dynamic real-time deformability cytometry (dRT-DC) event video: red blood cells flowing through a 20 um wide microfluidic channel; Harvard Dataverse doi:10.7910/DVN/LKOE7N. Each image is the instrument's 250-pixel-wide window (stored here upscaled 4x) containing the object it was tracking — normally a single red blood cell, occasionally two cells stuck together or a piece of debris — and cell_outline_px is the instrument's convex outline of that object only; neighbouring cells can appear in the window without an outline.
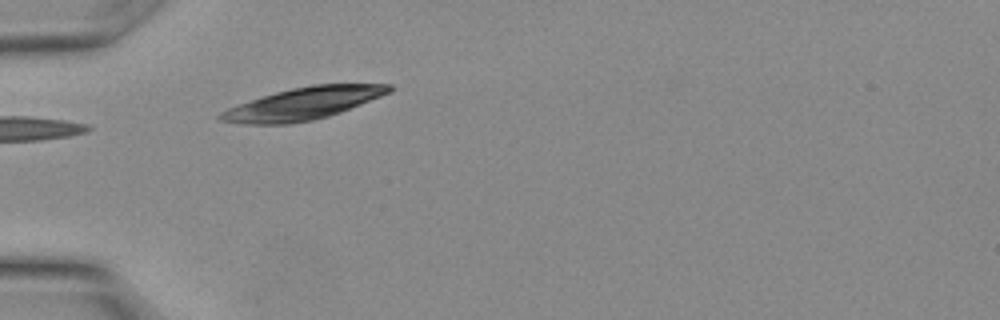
{"species": "Egyptian fruit bat (a non-hibernating species)", "species_latin": "Rousettus aegyptiacus", "temperature_condition": "warm", "stored_images_in_passage": 3, "camera_frame_rate_fps": 3000, "um_per_image_px": 0.085, "animal": {"sex": "female"}, "frame": {"image": 1, "passage_image": 1, "time_ms": 0.0, "image_size_px": [1000, 320], "cell_outline_px": [[396, 88], [392, 92], [340, 112], [328, 116], [312, 120], [288, 124], [244, 124], [220, 120], [216, 116], [220, 112], [228, 108], [276, 92], [292, 88], [312, 84], [392, 84]], "centroid_in_image_um": [25.81, 8.8], "position_along_channel_um": 59.2, "area_um2": 31.39}}
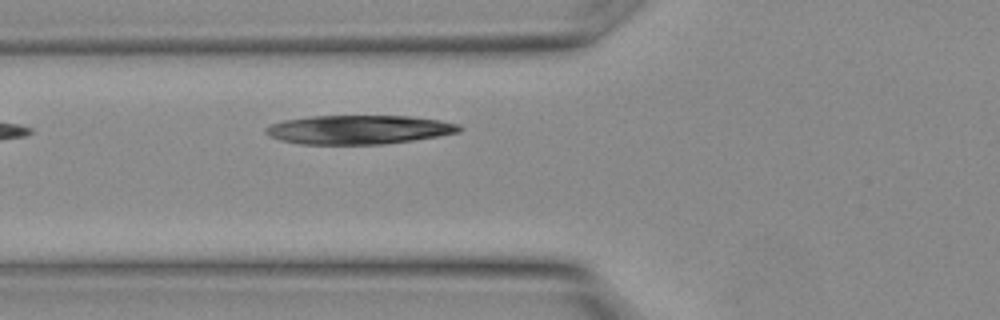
{"frame": {"image": 2, "passage_image": 3, "time_ms": 0.667, "image_size_px": [1000, 320], "cell_outline_px": [[464, 128], [460, 132], [440, 136], [384, 144], [300, 144], [280, 140], [268, 136], [264, 132], [264, 128], [272, 124], [284, 120], [312, 116], [412, 116], [440, 120], [460, 124]], "centroid_in_image_um": [30.52, 11.02], "position_along_channel_um": 95.3, "area_um2": 32.83}}